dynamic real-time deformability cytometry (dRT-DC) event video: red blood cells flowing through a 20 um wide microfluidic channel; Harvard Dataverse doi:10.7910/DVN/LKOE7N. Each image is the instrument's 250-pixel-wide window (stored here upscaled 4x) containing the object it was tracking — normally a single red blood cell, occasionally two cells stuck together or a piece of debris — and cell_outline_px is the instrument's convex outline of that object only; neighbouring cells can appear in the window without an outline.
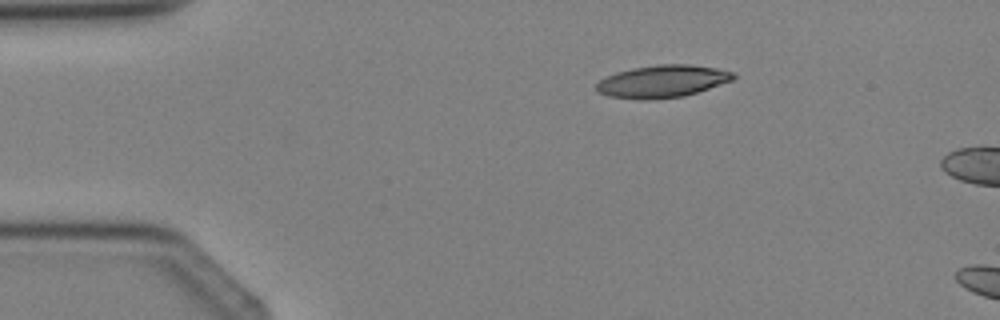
{"species": "Egyptian fruit bat (a non-hibernating species)", "species_latin": "Rousettus aegyptiacus", "temperature_condition": "cold", "stored_images_in_passage": 4, "camera_frame_rate_fps": 3000, "um_per_image_px": 0.085, "animal": {"sex": "female"}, "frame": {"image": 1, "passage_image": 2, "time_ms": 1.333, "image_size_px": [1000, 320], "cell_outline_px": [[736, 80], [684, 96], [644, 100], [608, 96], [600, 92], [596, 88], [596, 84], [604, 76], [616, 72], [632, 68], [660, 64], [688, 64], [716, 68], [732, 72], [736, 76]], "centroid_in_image_um": [56.32, 6.91], "position_along_channel_um": 28.7, "area_um2": 25.89}}